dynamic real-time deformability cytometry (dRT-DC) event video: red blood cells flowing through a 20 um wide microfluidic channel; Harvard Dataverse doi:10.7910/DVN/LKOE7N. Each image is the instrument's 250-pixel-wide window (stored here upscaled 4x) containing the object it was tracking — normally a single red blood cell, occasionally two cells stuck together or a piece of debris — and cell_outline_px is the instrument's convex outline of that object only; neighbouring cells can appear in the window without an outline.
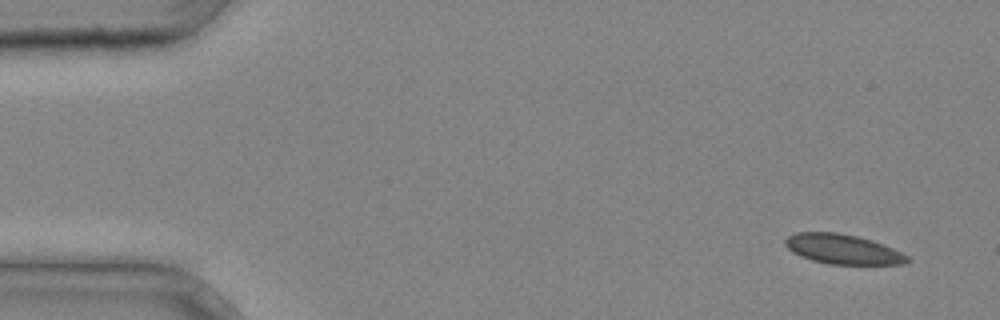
{"species": "common noctule bat (a hibernating species)", "species_latin": "Nyctalus noctula", "temperature_condition": "cold", "stored_images_in_passage": 3, "camera_frame_rate_fps": 3000, "um_per_image_px": 0.085, "animal": {"sex": "male", "body_mass_g": 20.4}, "frame": {"image": 1, "passage_image": 1, "time_ms": 0.0, "image_size_px": [1000, 320], "cell_outline_px": [[912, 260], [904, 264], [828, 264], [812, 260], [800, 256], [792, 252], [784, 244], [784, 240], [788, 236], [796, 232], [836, 232], [856, 236], [872, 240], [884, 244], [908, 256]], "centroid_in_image_um": [71.63, 21.18], "position_along_channel_um": 13.4, "area_um2": 21.21}}